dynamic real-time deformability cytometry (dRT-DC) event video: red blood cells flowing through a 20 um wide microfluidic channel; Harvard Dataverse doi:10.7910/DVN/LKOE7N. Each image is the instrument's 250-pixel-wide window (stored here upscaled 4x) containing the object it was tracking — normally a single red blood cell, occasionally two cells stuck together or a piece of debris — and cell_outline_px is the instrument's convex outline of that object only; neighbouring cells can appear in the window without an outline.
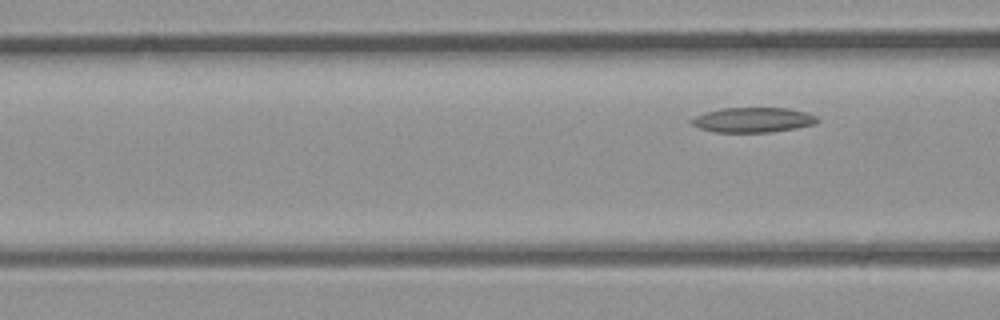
{"species": "common noctule bat (a hibernating species)", "species_latin": "Nyctalus noctula", "temperature_condition": "room temperature", "stored_images_in_passage": 3, "camera_frame_rate_fps": 3000, "um_per_image_px": 0.085, "animal": {"sex": "male", "body_mass_g": 23.1, "forearm_length_mm": 52.7}, "frame": {"image": 1, "passage_image": 3, "time_ms": 0.667, "image_size_px": [1000, 320], "cell_outline_px": [[820, 120], [816, 124], [796, 128], [772, 132], [716, 132], [700, 128], [692, 124], [688, 120], [704, 112], [720, 108], [788, 108], [804, 112], [816, 116]], "centroid_in_image_um": [64.0, 10.19], "position_along_channel_um": 102.6, "area_um2": 18.32}}